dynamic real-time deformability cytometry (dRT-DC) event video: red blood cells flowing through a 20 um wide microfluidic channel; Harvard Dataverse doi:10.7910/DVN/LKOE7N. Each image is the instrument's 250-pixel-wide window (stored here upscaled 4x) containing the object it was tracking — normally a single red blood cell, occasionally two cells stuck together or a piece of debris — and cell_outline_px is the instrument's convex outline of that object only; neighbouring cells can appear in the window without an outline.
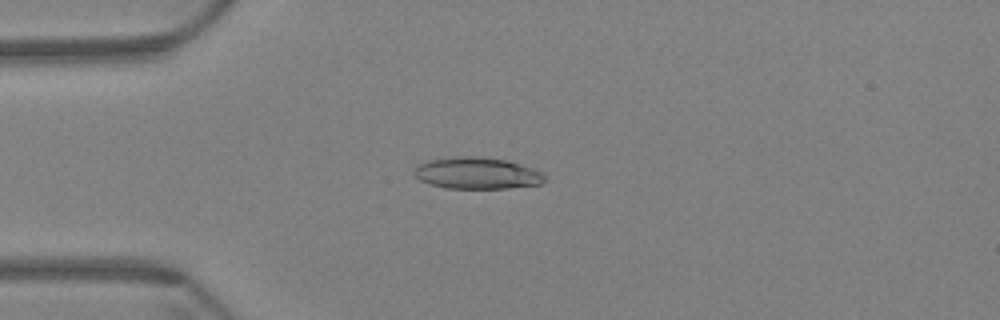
{"species": "Egyptian fruit bat (a non-hibernating species)", "species_latin": "Rousettus aegyptiacus", "temperature_condition": "warm", "stored_images_in_passage": 60, "camera_frame_rate_fps": 3000, "um_per_image_px": 0.085, "animal": {"sex": "female"}, "frame": {"image": 1, "passage_image": 16, "time_ms": 5.0, "image_size_px": [1000, 320], "cell_outline_px": [[548, 180], [540, 184], [508, 188], [444, 188], [420, 180], [412, 172], [412, 168], [428, 160], [452, 156], [472, 156], [508, 160], [532, 168], [548, 176]], "centroid_in_image_um": [40.55, 14.71], "position_along_channel_um": 44.4, "area_um2": 24.22}}
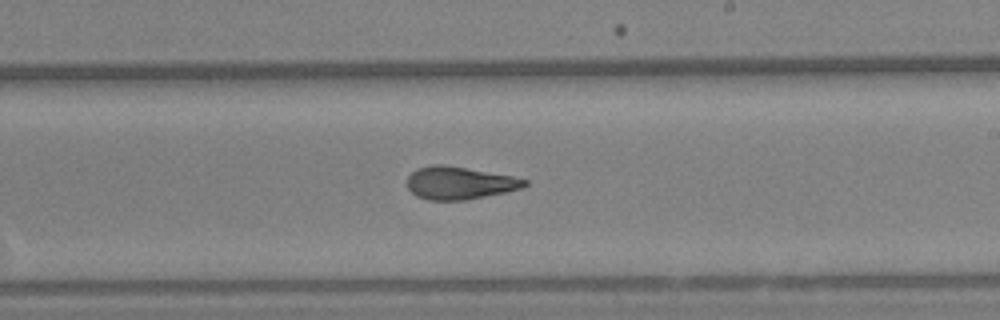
{"frame": {"image": 2, "passage_image": 36, "time_ms": 11.667, "image_size_px": [1000, 320], "cell_outline_px": [[528, 184], [524, 188], [464, 200], [428, 200], [416, 196], [408, 188], [408, 176], [416, 168], [432, 164], [440, 164], [512, 176], [528, 180]], "centroid_in_image_um": [39.04, 15.55], "position_along_channel_um": 250.0, "area_um2": 22.14}}
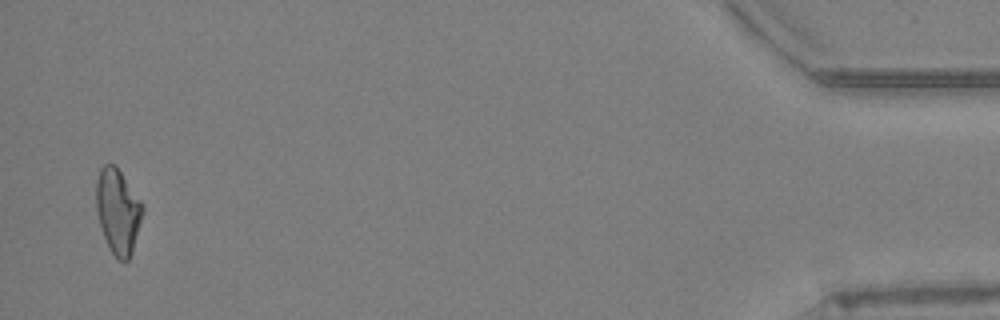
{"frame": {"image": 3, "passage_image": 59, "time_ms": 19.333, "image_size_px": [1000, 320], "cell_outline_px": [[144, 212], [132, 252], [128, 260], [116, 260], [108, 248], [100, 224], [96, 208], [96, 180], [100, 168], [104, 164], [116, 164], [144, 204]], "centroid_in_image_um": [10.03, 17.93], "position_along_channel_um": 425.2, "area_um2": 23.35}, "authors_computed_cell_mechanics": {"area_um2": 23.0333, "velocity_mm_per_s": 3.4026, "shape_relaxation_time_tau1_ms": 8.5378, "shape_relaxation_time_tau2_ms": 2.1716, "deformation_change_tau1": 0.2016, "deformation_change_tau2": 0.0958}}